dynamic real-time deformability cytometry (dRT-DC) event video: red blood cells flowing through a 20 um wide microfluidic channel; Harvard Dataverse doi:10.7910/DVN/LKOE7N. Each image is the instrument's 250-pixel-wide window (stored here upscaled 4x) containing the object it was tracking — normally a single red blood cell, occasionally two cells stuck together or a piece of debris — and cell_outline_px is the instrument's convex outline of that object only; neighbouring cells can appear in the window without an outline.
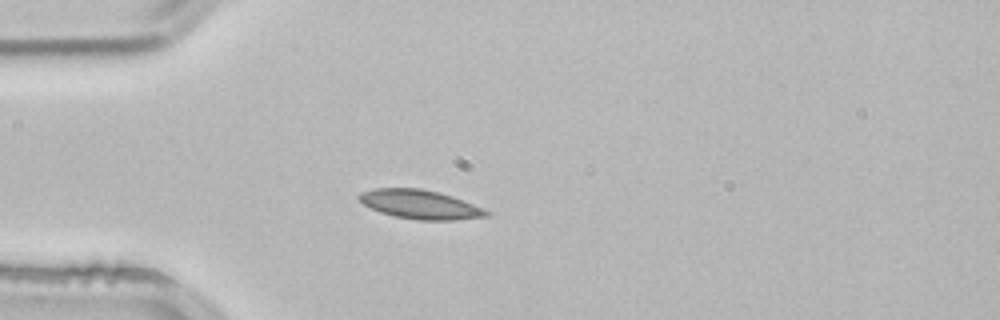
{"species": "common noctule bat (a hibernating species)", "species_latin": "Nyctalus noctula", "temperature_condition": "room temperature", "stored_images_in_passage": 2, "camera_frame_rate_fps": 3000, "um_per_image_px": 0.085, "animal": {"sex": "male", "body_mass_g": 21.5, "forearm_length_mm": 52.0}, "frame": {"image": 1, "passage_image": 2, "time_ms": 0.333, "image_size_px": [1000, 320], "cell_outline_px": [[492, 212], [488, 216], [452, 220], [416, 220], [396, 216], [380, 212], [364, 204], [356, 196], [360, 192], [376, 188], [420, 188], [440, 192], [452, 196], [484, 208]], "centroid_in_image_um": [35.72, 17.37], "position_along_channel_um": 49.3, "area_um2": 21.5}}